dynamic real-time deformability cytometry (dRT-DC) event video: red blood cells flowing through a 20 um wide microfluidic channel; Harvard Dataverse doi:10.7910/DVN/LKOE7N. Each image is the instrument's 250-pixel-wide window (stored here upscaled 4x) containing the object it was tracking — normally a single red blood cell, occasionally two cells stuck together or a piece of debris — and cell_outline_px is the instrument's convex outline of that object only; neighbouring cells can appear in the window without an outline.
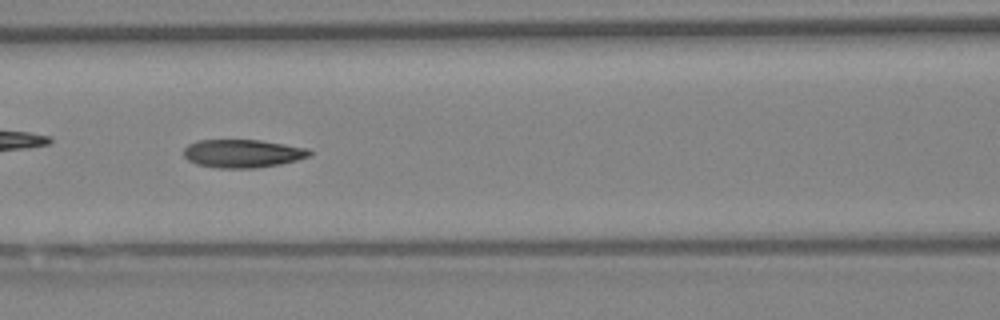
{"species": "Egyptian fruit bat (a non-hibernating species)", "species_latin": "Rousettus aegyptiacus", "temperature_condition": "warm", "stored_images_in_passage": 58, "camera_frame_rate_fps": 3000, "um_per_image_px": 0.085, "animal": {"sex": "female"}, "frame": {"image": 1, "passage_image": 25, "time_ms": 8.0, "image_size_px": [1000, 320], "cell_outline_px": [[312, 156], [280, 164], [256, 168], [220, 168], [196, 164], [188, 160], [184, 156], [184, 148], [188, 144], [196, 140], [260, 140], [308, 148], [312, 152]], "centroid_in_image_um": [20.63, 13.04], "position_along_channel_um": 146.0, "area_um2": 20.75}}
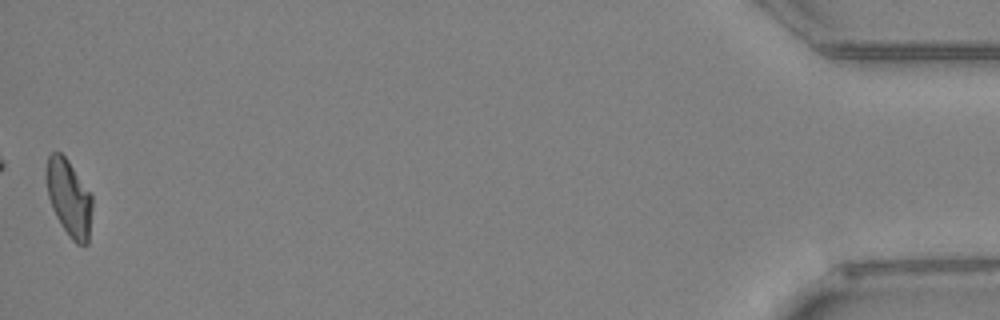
{"frame": {"image": 2, "passage_image": 58, "time_ms": 19.0, "image_size_px": [1000, 320], "cell_outline_px": [[92, 208], [88, 244], [76, 244], [72, 240], [60, 224], [52, 208], [48, 196], [44, 176], [48, 156], [52, 152], [60, 152], [68, 160], [92, 196]], "centroid_in_image_um": [5.84, 16.82], "position_along_channel_um": 429.4, "area_um2": 20.58}, "authors_computed_cell_mechanics": {"area_um2": 21.0681, "velocity_mm_per_s": 3.4504, "shape_relaxation_time_tau1_ms": 7.8447, "shape_relaxation_time_tau2_ms": 2.6313, "deformation_change_tau1": 0.1791, "deformation_change_tau2": 0.0883}}